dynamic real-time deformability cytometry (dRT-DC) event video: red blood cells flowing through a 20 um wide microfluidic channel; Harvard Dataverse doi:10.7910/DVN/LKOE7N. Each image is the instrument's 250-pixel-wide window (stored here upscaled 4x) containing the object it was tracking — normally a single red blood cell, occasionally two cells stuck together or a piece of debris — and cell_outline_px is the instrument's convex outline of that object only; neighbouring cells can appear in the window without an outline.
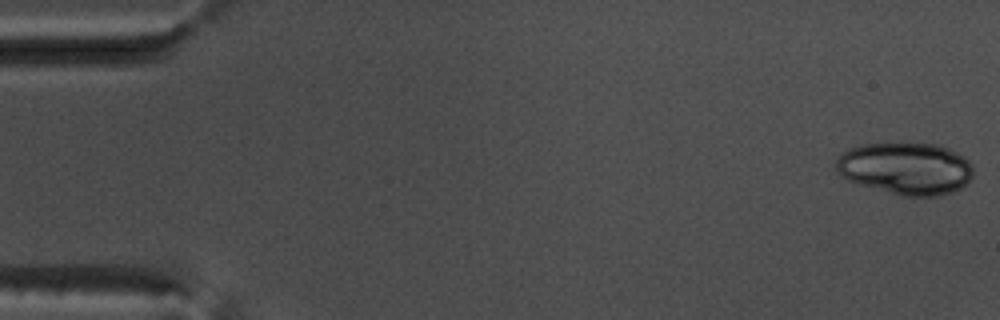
{"species": "common noctule bat (a hibernating species)", "species_latin": "Nyctalus noctula", "temperature_condition": "warm", "stored_images_in_passage": 53, "camera_frame_rate_fps": 3000, "um_per_image_px": 0.085, "animal": {"sex": "male", "body_mass_g": 17.5, "forearm_length_mm": 52.3}, "frame": {"image": 1, "passage_image": 1, "time_ms": 0.0, "image_size_px": [1000, 320], "cell_outline_px": [[972, 176], [968, 184], [952, 192], [936, 196], [904, 196], [860, 184], [848, 180], [836, 168], [836, 160], [844, 152], [852, 148], [864, 144], [900, 140], [940, 144], [964, 156], [972, 164]], "centroid_in_image_um": [77.04, 14.27], "position_along_channel_um": 8.0, "area_um2": 42.37}}